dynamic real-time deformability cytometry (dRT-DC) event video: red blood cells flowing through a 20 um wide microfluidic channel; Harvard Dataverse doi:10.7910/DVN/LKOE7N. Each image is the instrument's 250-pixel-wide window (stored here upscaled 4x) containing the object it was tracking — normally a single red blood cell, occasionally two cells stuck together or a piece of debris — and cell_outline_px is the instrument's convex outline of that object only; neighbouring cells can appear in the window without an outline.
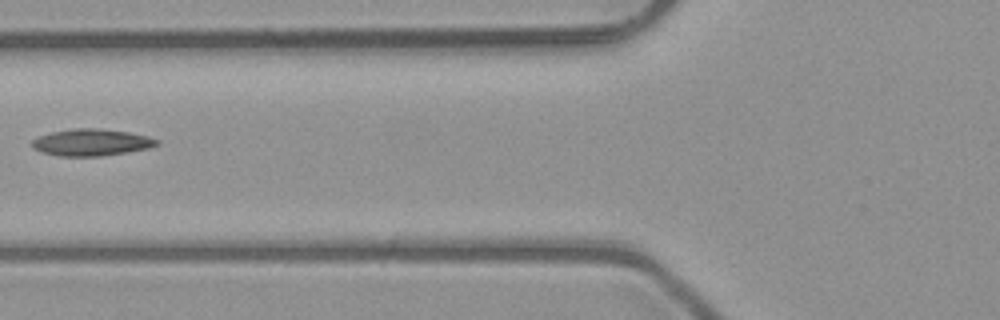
{"species": "common noctule bat (a hibernating species)", "species_latin": "Nyctalus noctula", "temperature_condition": "room temperature", "stored_images_in_passage": 3, "camera_frame_rate_fps": 3000, "um_per_image_px": 0.085, "animal": {"sex": "male", "body_mass_g": 23.1, "forearm_length_mm": 52.7}, "frame": {"image": 1, "passage_image": 3, "time_ms": 0.667, "image_size_px": [1000, 320], "cell_outline_px": [[160, 144], [148, 148], [128, 152], [100, 156], [56, 156], [40, 152], [32, 148], [32, 140], [40, 136], [52, 132], [72, 128], [96, 128], [128, 132], [148, 136], [160, 140]], "centroid_in_image_um": [7.77, 12.11], "position_along_channel_um": 118.0, "area_um2": 19.59}}